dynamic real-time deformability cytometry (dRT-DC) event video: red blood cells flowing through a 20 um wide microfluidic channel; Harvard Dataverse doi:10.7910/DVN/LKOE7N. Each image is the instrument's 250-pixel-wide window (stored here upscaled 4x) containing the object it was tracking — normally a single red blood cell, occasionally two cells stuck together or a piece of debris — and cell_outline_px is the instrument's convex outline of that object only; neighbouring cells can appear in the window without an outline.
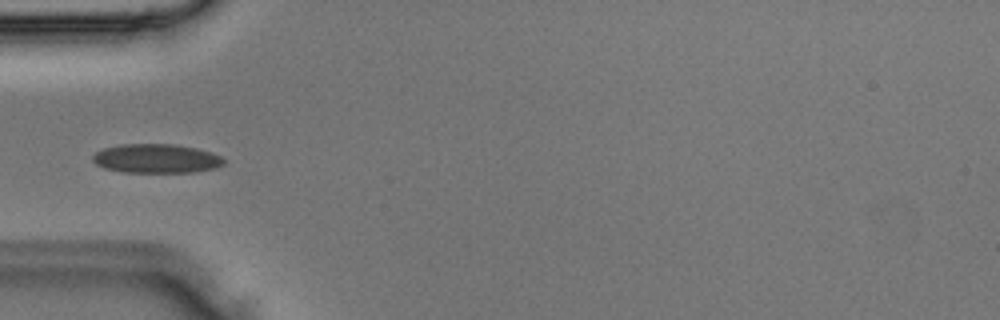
{"species": "Egyptian fruit bat (a non-hibernating species)", "species_latin": "Rousettus aegyptiacus", "temperature_condition": "room temperature", "stored_images_in_passage": 3, "camera_frame_rate_fps": 3000, "um_per_image_px": 0.085, "animal": {"sex": "male"}, "frame": {"image": 1, "passage_image": 3, "time_ms": 0.667, "image_size_px": [1000, 320], "cell_outline_px": [[224, 164], [216, 168], [196, 172], [124, 172], [104, 168], [96, 164], [92, 160], [92, 156], [96, 152], [104, 148], [120, 144], [176, 144], [196, 148], [212, 152], [220, 156], [224, 160]], "centroid_in_image_um": [13.3, 13.47], "position_along_channel_um": 71.7, "area_um2": 22.31}}